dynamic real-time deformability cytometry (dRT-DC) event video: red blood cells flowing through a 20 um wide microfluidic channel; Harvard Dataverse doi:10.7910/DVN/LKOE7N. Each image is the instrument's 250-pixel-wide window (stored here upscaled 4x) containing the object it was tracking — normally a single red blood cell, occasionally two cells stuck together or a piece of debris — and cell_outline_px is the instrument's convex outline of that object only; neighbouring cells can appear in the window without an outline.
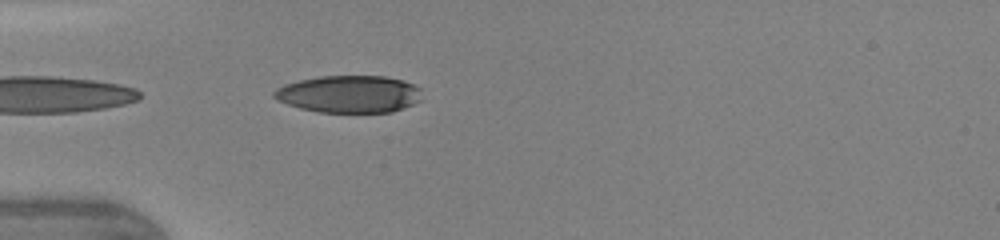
{"species": "human", "species_latin": "Homo sapiens", "temperature_condition": "warm", "stored_images_in_passage": 19, "camera_frame_rate_fps": 3000, "um_per_image_px": 0.085, "donor": {"sex": "female"}, "frame": {"image": 1, "passage_image": 1, "time_ms": 0.0, "image_size_px": [1000, 240], "cell_outline_px": [[424, 100], [404, 108], [392, 112], [316, 112], [300, 108], [276, 100], [272, 96], [272, 92], [276, 88], [284, 84], [300, 80], [320, 76], [384, 76], [404, 80], [420, 88]], "centroid_in_image_um": [29.7, 8.0], "position_along_channel_um": 55.3, "area_um2": 32.48}}